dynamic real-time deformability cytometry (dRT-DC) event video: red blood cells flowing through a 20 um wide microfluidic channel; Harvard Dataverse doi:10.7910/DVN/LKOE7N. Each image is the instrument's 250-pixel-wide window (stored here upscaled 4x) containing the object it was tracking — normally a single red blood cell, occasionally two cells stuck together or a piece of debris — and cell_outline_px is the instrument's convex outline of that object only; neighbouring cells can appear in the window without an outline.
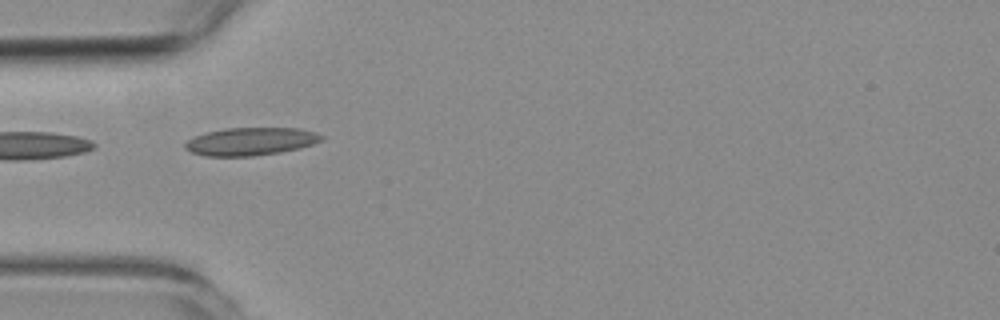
{"species": "common noctule bat (a hibernating species)", "species_latin": "Nyctalus noctula", "temperature_condition": "room temperature", "stored_images_in_passage": 6, "camera_frame_rate_fps": 3000, "um_per_image_px": 0.085, "animal": {"sex": "female", "body_mass_g": 19.3, "forearm_length_mm": 54.1}, "frame": {"image": 1, "passage_image": 1, "time_ms": 0.0, "image_size_px": [1000, 320], "cell_outline_px": [[324, 140], [300, 148], [280, 152], [252, 156], [204, 156], [192, 152], [184, 148], [184, 144], [192, 136], [208, 132], [228, 128], [300, 128], [316, 132], [324, 136]], "centroid_in_image_um": [21.32, 12.02], "position_along_channel_um": 63.7, "area_um2": 22.2}}
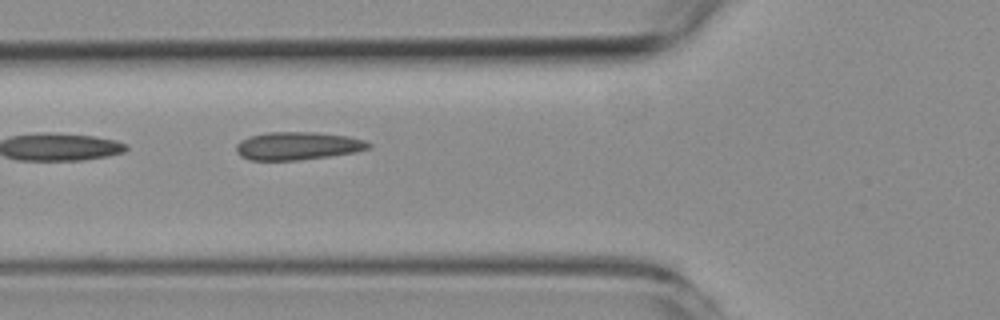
{"frame": {"image": 2, "passage_image": 4, "time_ms": 1.0, "image_size_px": [1000, 320], "cell_outline_px": [[372, 144], [368, 148], [356, 152], [328, 156], [296, 160], [248, 160], [240, 156], [236, 152], [236, 144], [240, 140], [248, 136], [268, 132], [316, 132], [348, 136], [364, 140]], "centroid_in_image_um": [25.26, 12.39], "position_along_channel_um": 100.5, "area_um2": 21.62}}